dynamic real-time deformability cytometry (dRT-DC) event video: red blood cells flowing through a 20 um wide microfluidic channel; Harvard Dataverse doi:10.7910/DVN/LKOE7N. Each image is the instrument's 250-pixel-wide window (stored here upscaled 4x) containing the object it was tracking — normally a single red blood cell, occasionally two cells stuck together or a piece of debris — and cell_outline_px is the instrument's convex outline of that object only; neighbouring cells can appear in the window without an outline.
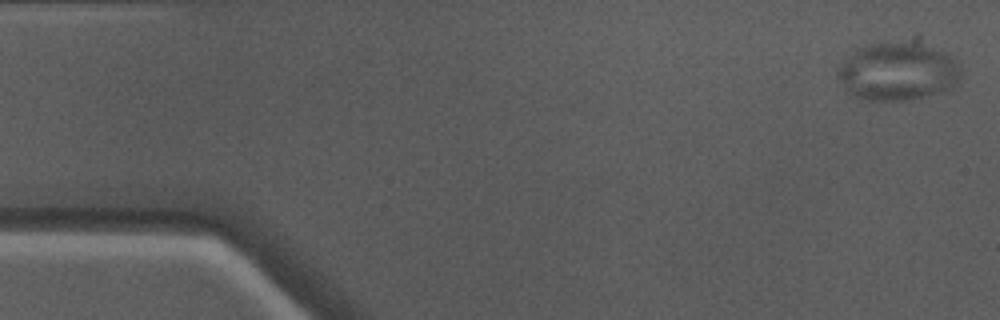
{"species": "Egyptian fruit bat (a non-hibernating species)", "species_latin": "Rousettus aegyptiacus", "temperature_condition": "warm", "stored_images_in_passage": 45, "camera_frame_rate_fps": 3000, "um_per_image_px": 0.085, "animal": {"sex": "male"}, "frame": {"image": 1, "passage_image": 1, "time_ms": 0.0, "image_size_px": [1000, 320], "cell_outline_px": [[960, 76], [956, 84], [948, 88], [936, 92], [908, 100], [868, 100], [856, 96], [848, 92], [844, 88], [836, 76], [836, 72], [840, 64], [856, 48], [868, 44], [904, 44], [928, 48], [944, 52], [960, 64]], "centroid_in_image_um": [76.23, 6.12], "position_along_channel_um": 8.8, "area_um2": 40.34}}
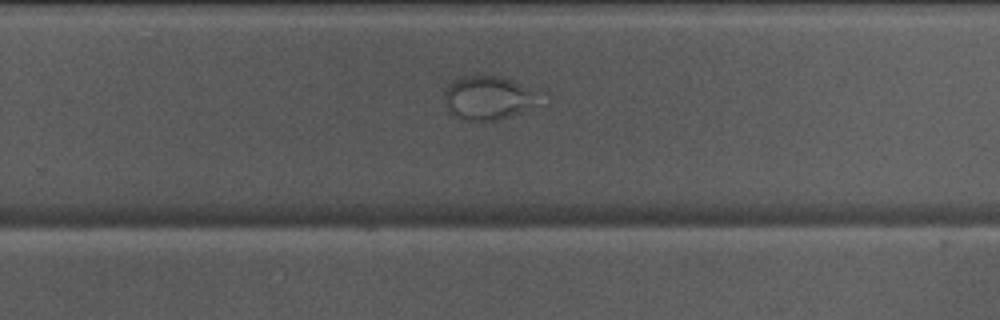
{"frame": {"image": 2, "passage_image": 31, "time_ms": 10.0, "image_size_px": [1000, 320], "cell_outline_px": [[528, 92], [524, 104], [520, 112], [500, 120], [456, 120], [448, 112], [444, 104], [444, 92], [448, 84], [456, 76], [468, 72], [500, 76], [512, 80], [520, 84]], "centroid_in_image_um": [41.1, 8.27], "position_along_channel_um": 288.7, "area_um2": 23.41}}
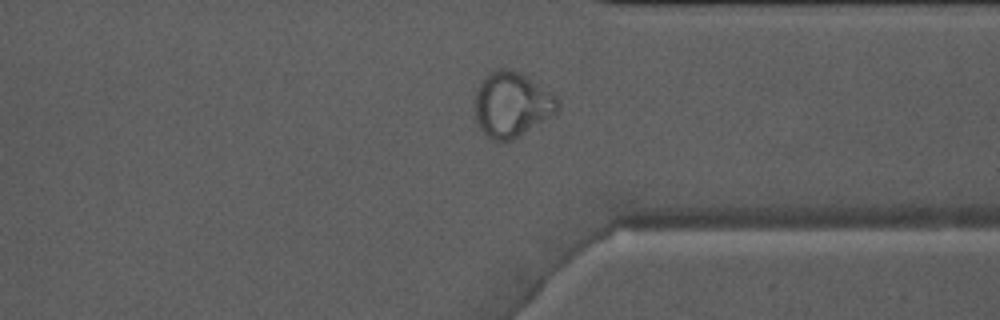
{"frame": {"image": 3, "passage_image": 37, "time_ms": 12.0, "image_size_px": [1000, 320], "cell_outline_px": [[560, 108], [556, 112], [512, 140], [496, 144], [480, 128], [476, 116], [476, 92], [480, 80], [488, 72], [500, 68], [508, 68], [520, 72], [528, 76], [556, 96], [560, 100]], "centroid_in_image_um": [43.5, 8.86], "position_along_channel_um": 367.9, "area_um2": 31.44}}